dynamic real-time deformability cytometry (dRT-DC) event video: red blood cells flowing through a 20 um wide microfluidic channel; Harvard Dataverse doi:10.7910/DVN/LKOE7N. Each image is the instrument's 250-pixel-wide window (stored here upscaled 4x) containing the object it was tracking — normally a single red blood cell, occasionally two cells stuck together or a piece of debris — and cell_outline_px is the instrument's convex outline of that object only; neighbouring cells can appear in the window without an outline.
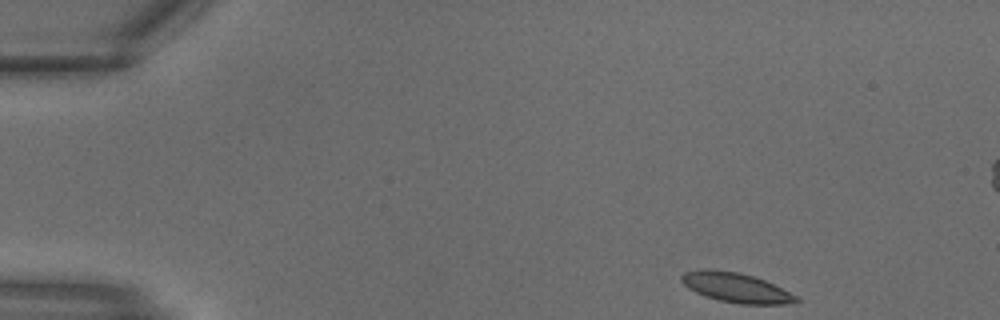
{"species": "common noctule bat (a hibernating species)", "species_latin": "Nyctalus noctula", "temperature_condition": "warm", "stored_images_in_passage": 28, "segment_of_instrument_passage": [1, 2], "camera_frame_rate_fps": 3000, "um_per_image_px": 0.085, "animal": {"sex": "male", "body_mass_g": 18.8}, "frame": {"image": 1, "passage_image": 1, "time_ms": 0.0, "image_size_px": [1000, 320], "cell_outline_px": [[800, 300], [784, 304], [740, 304], [720, 300], [696, 292], [688, 288], [680, 280], [680, 276], [684, 272], [704, 268], [712, 268], [740, 272], [764, 280], [796, 296]], "centroid_in_image_um": [62.49, 24.42], "position_along_channel_um": 22.5, "area_um2": 19.59}}
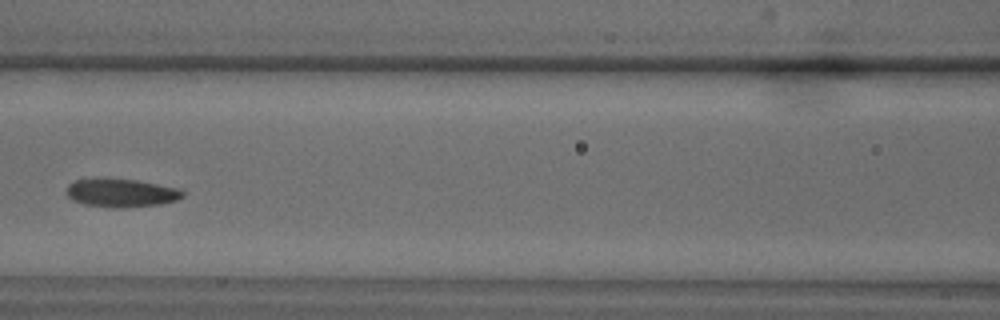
{"frame": {"image": 2, "passage_image": 11, "time_ms": 3.333, "image_size_px": [1000, 320], "cell_outline_px": [[184, 196], [176, 200], [160, 204], [120, 208], [112, 208], [84, 204], [72, 200], [64, 192], [68, 184], [72, 180], [96, 176], [104, 176], [136, 180], [180, 188], [184, 192]], "centroid_in_image_um": [10.22, 16.35], "position_along_channel_um": 156.4, "area_um2": 20.0}}
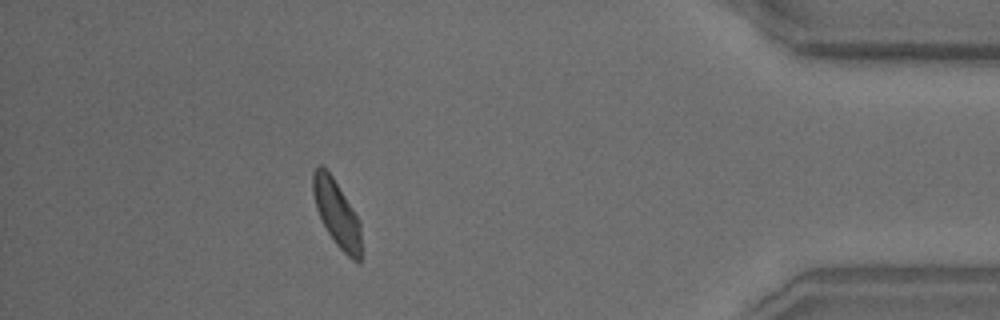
{"frame": {"image": 3, "passage_image": 24, "time_ms": 7.667, "image_size_px": [1000, 320], "cell_outline_px": [[360, 260], [352, 260], [336, 244], [328, 232], [316, 208], [312, 192], [312, 172], [320, 164], [332, 176], [356, 216], [360, 224]], "centroid_in_image_um": [28.58, 18.11], "position_along_channel_um": 406.6, "area_um2": 17.98}}